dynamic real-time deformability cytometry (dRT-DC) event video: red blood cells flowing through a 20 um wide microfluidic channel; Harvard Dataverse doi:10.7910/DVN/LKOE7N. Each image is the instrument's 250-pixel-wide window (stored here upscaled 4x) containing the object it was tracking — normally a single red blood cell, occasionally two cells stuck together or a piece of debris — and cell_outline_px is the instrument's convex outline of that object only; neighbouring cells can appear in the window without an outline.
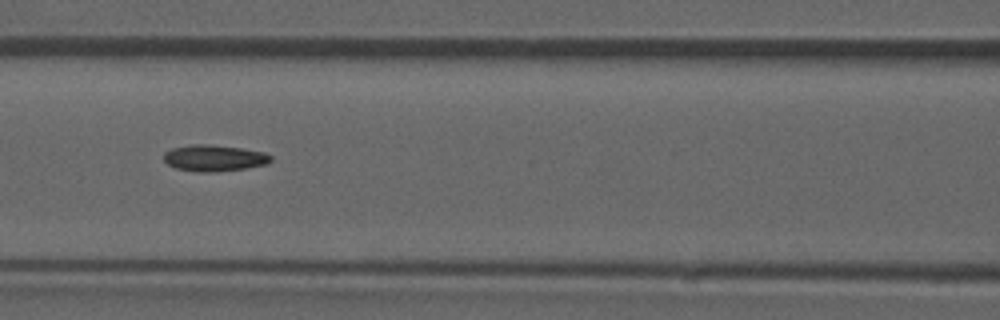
{"species": "common noctule bat (a hibernating species)", "species_latin": "Nyctalus noctula", "temperature_condition": "room temperature", "stored_images_in_passage": 52, "camera_frame_rate_fps": 3000, "um_per_image_px": 0.085, "animal": {"sex": "male", "forearm_length_mm": 52.5}, "frame": {"image": 1, "passage_image": 23, "time_ms": 7.333, "image_size_px": [1000, 320], "cell_outline_px": [[272, 160], [268, 164], [244, 168], [216, 172], [196, 172], [176, 168], [168, 164], [164, 160], [164, 152], [172, 148], [192, 144], [208, 144], [240, 148], [264, 152], [272, 156]], "centroid_in_image_um": [18.2, 13.43], "position_along_channel_um": 148.4, "area_um2": 16.47}}